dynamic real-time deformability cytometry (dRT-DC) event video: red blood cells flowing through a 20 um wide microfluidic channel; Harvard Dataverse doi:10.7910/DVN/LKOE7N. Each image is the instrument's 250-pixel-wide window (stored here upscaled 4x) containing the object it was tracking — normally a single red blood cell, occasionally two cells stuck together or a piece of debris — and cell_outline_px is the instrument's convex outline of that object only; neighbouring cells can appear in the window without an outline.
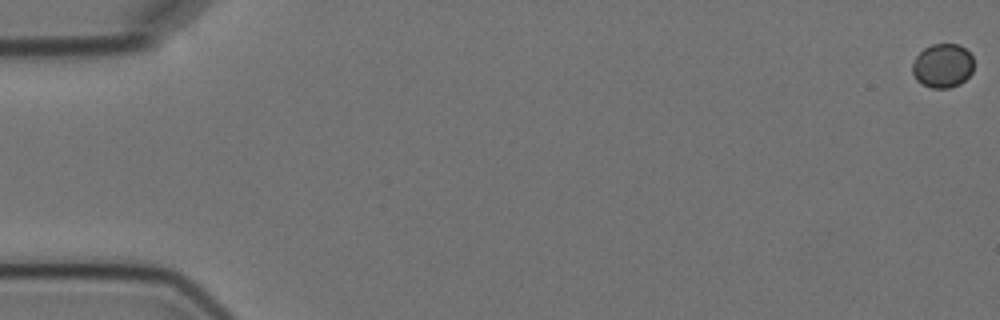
{"species": "Egyptian fruit bat (a non-hibernating species)", "species_latin": "Rousettus aegyptiacus", "temperature_condition": "cold", "stored_images_in_passage": 3, "camera_frame_rate_fps": 3000, "um_per_image_px": 0.085, "animal": {"sex": "female"}, "frame": {"image": 1, "passage_image": 1, "time_ms": 0.0, "image_size_px": [1000, 320], "cell_outline_px": [[972, 72], [960, 84], [948, 88], [932, 88], [916, 80], [912, 72], [912, 64], [916, 56], [924, 48], [932, 44], [960, 44], [972, 56]], "centroid_in_image_um": [80.11, 5.58], "position_along_channel_um": 4.9, "area_um2": 15.66}}